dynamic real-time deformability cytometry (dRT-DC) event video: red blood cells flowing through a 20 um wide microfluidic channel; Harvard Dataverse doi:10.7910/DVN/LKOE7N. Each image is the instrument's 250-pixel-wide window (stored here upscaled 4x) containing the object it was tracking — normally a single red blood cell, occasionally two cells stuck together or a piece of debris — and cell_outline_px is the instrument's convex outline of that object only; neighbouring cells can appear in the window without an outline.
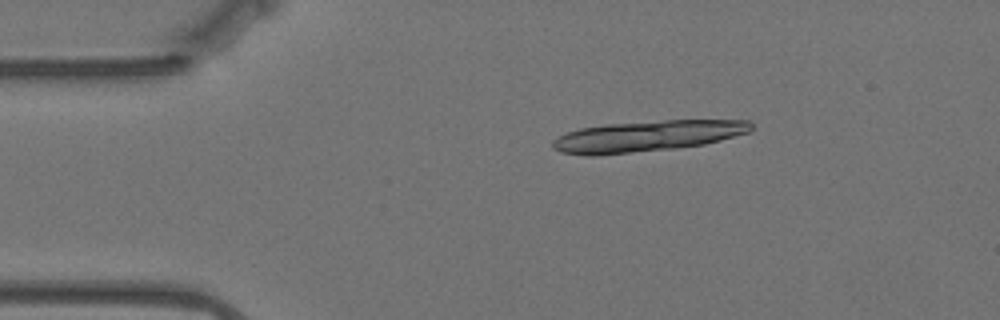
{"species": "Egyptian fruit bat (a non-hibernating species)", "species_latin": "Rousettus aegyptiacus", "temperature_condition": "warm", "stored_images_in_passage": 10, "camera_frame_rate_fps": 3000, "um_per_image_px": 0.085, "animal": {"sex": "female"}, "frame": {"image": 1, "passage_image": 1, "time_ms": 0.0, "image_size_px": [1000, 320], "cell_outline_px": [[752, 128], [748, 132], [720, 140], [704, 144], [676, 148], [596, 156], [588, 156], [560, 152], [552, 148], [552, 140], [568, 132], [580, 128], [608, 124], [664, 120], [748, 120], [752, 124]], "centroid_in_image_um": [54.98, 11.58], "position_along_channel_um": 30.0, "area_um2": 35.72}}